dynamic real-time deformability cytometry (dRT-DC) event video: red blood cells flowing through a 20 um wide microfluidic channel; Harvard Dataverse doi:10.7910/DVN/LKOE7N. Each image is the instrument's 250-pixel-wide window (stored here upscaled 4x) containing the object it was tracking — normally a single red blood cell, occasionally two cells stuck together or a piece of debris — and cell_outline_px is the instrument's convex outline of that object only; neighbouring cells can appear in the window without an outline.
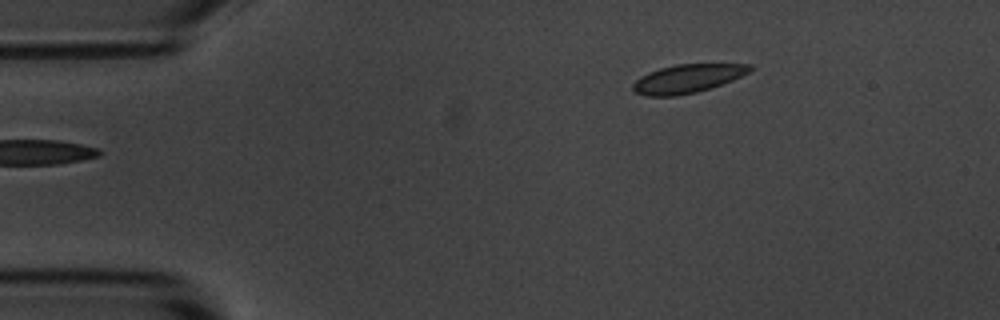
{"species": "common noctule bat (a hibernating species)", "species_latin": "Nyctalus noctula", "temperature_condition": "room temperature", "stored_images_in_passage": 3, "segment_of_instrument_passage": [1, 2], "camera_frame_rate_fps": 3000, "um_per_image_px": 0.085, "animal": {"sex": "male", "body_mass_g": 20.1, "forearm_length_mm": 53.5}, "frame": {"image": 1, "passage_image": 1, "time_ms": 0.0, "image_size_px": [1000, 320], "cell_outline_px": [[752, 68], [748, 72], [732, 80], [696, 92], [676, 96], [648, 96], [636, 92], [632, 88], [632, 84], [640, 76], [648, 72], [660, 68], [676, 64], [752, 64]], "centroid_in_image_um": [58.39, 6.68], "position_along_channel_um": 26.6, "area_um2": 19.19}}